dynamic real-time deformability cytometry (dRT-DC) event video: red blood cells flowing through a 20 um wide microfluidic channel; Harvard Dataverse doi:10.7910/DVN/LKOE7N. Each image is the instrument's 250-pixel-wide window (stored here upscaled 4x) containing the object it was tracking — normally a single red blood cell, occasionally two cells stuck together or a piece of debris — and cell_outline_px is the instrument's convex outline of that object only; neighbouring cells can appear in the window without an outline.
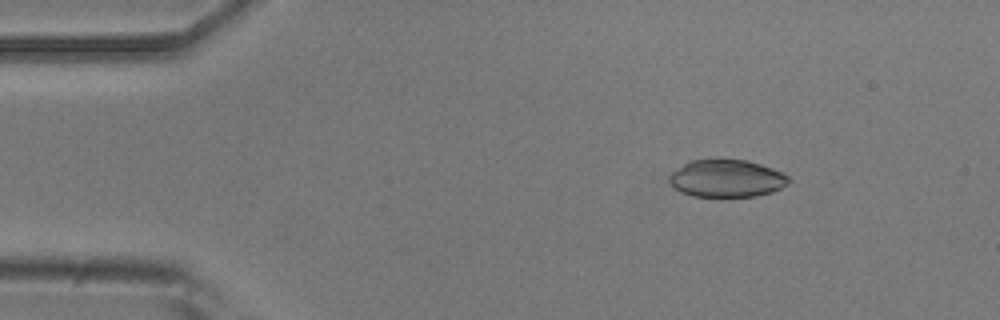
{"species": "common noctule bat (a hibernating species)", "species_latin": "Nyctalus noctula", "temperature_condition": "room temperature", "stored_images_in_passage": 46, "camera_frame_rate_fps": 3000, "um_per_image_px": 0.085, "animal": {"sex": "male", "body_mass_g": 20.5, "forearm_length_mm": 52.5}, "frame": {"image": 1, "passage_image": 1, "time_ms": 0.0, "image_size_px": [1000, 320], "cell_outline_px": [[792, 180], [788, 184], [772, 192], [756, 196], [692, 196], [680, 192], [668, 180], [668, 176], [672, 172], [684, 164], [692, 160], [744, 160], [760, 164], [772, 168], [788, 176]], "centroid_in_image_um": [61.78, 15.18], "position_along_channel_um": 23.2, "area_um2": 25.78}}
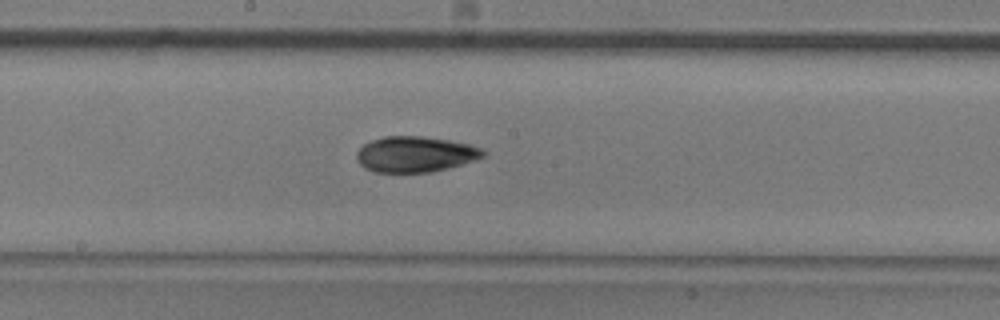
{"frame": {"image": 2, "passage_image": 21, "time_ms": 6.667, "image_size_px": [1000, 320], "cell_outline_px": [[488, 152], [484, 156], [448, 168], [432, 172], [372, 172], [364, 168], [356, 160], [356, 152], [364, 144], [372, 140], [384, 136], [424, 136], [448, 140], [468, 144], [480, 148]], "centroid_in_image_um": [35.25, 13.11], "position_along_channel_um": 212.9, "area_um2": 26.3}}
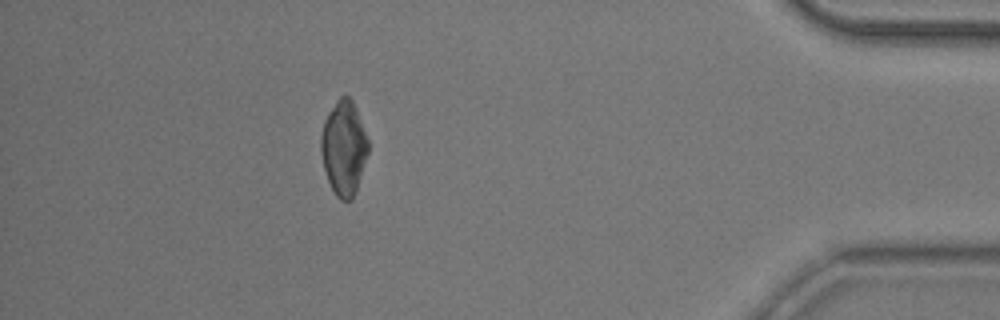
{"frame": {"image": 3, "passage_image": 40, "time_ms": 13.0, "image_size_px": [1000, 320], "cell_outline_px": [[368, 152], [356, 192], [352, 200], [340, 200], [336, 196], [328, 180], [324, 168], [320, 152], [320, 136], [324, 120], [328, 112], [336, 100], [340, 96], [348, 96], [352, 100], [356, 108], [368, 140]], "centroid_in_image_um": [29.21, 12.57], "position_along_channel_um": 406.0, "area_um2": 26.01}, "authors_computed_cell_mechanics": {"area_um2": 26.2701, "velocity_mm_per_s": 3.8457, "shape_relaxation_time_tau1_ms": 6.168, "shape_relaxation_time_tau2_ms": 4.262, "deformation_change_tau1": 0.1545, "deformation_change_tau2": 0.08}}